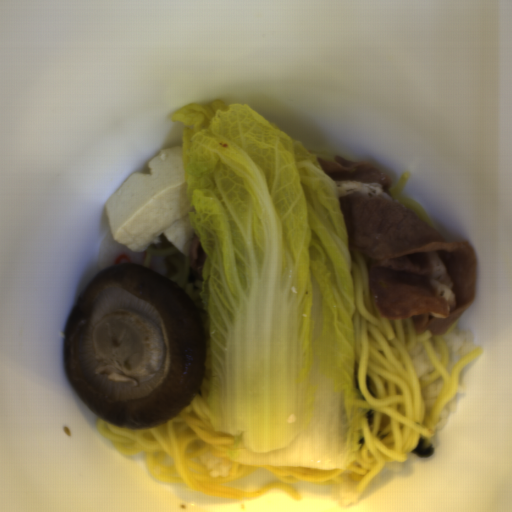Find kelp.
I'll use <instances>...</instances> for the list:
<instances>
[{
    "label": "kelp",
    "instance_id": "604fcf36",
    "mask_svg": "<svg viewBox=\"0 0 512 512\" xmlns=\"http://www.w3.org/2000/svg\"><path fill=\"white\" fill-rule=\"evenodd\" d=\"M365 415H366V419H367V423H368V425H371V426H372V425H373V423H374V420H375L374 412H373V411H371V410L368 408V411H367V413H365Z\"/></svg>",
    "mask_w": 512,
    "mask_h": 512
},
{
    "label": "kelp",
    "instance_id": "cf089659",
    "mask_svg": "<svg viewBox=\"0 0 512 512\" xmlns=\"http://www.w3.org/2000/svg\"><path fill=\"white\" fill-rule=\"evenodd\" d=\"M365 386L372 396H375V390L370 377H366Z\"/></svg>",
    "mask_w": 512,
    "mask_h": 512
},
{
    "label": "kelp",
    "instance_id": "99668d17",
    "mask_svg": "<svg viewBox=\"0 0 512 512\" xmlns=\"http://www.w3.org/2000/svg\"><path fill=\"white\" fill-rule=\"evenodd\" d=\"M434 451H435V445H433L431 443H426V438L425 439L420 438L418 444L416 445V447L414 448L412 453L420 458L425 459V458H430L431 456H433Z\"/></svg>",
    "mask_w": 512,
    "mask_h": 512
}]
</instances>
